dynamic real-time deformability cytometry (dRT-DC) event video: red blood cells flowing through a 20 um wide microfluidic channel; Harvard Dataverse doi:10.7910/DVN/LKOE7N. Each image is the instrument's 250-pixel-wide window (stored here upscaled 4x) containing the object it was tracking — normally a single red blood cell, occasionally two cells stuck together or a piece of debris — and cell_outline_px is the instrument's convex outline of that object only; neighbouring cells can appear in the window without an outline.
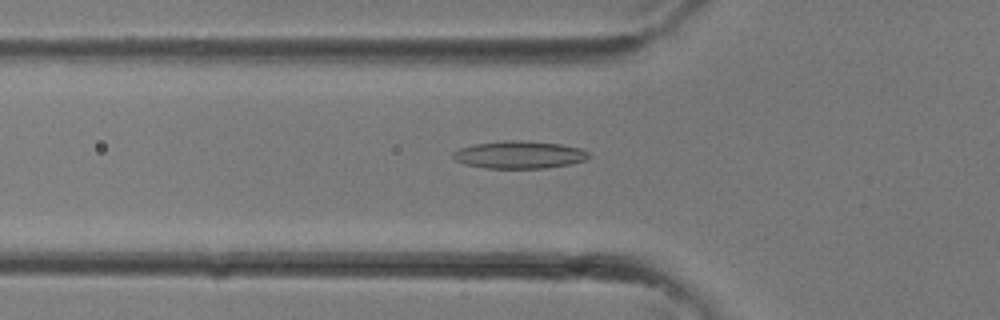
{"species": "common noctule bat (a hibernating species)", "species_latin": "Nyctalus noctula", "temperature_condition": "room temperature", "stored_images_in_passage": 34, "camera_frame_rate_fps": 3000, "um_per_image_px": 0.085, "animal": {"sex": "female"}, "frame": {"image": 1, "passage_image": 12, "time_ms": 3.667, "image_size_px": [1000, 320], "cell_outline_px": [[592, 156], [588, 160], [572, 164], [544, 168], [484, 168], [464, 164], [456, 160], [452, 156], [452, 152], [456, 148], [472, 144], [504, 140], [520, 140], [560, 144], [580, 148], [588, 152]], "centroid_in_image_um": [44.13, 13.15], "position_along_channel_um": 81.7, "area_um2": 22.14}}
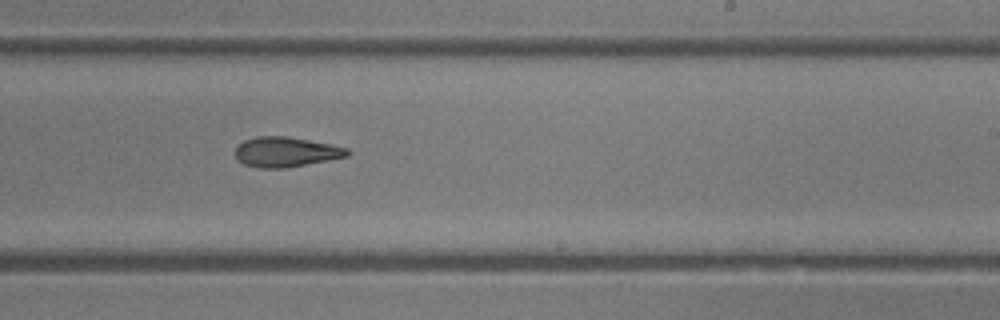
{"frame": {"image": 2, "passage_image": 21, "time_ms": 6.667, "image_size_px": [1000, 320], "cell_outline_px": [[352, 152], [348, 156], [328, 160], [284, 168], [260, 168], [244, 164], [236, 156], [236, 148], [244, 140], [256, 136], [288, 136], [332, 144], [348, 148]], "centroid_in_image_um": [24.34, 12.9], "position_along_channel_um": 264.7, "area_um2": 19.54}}
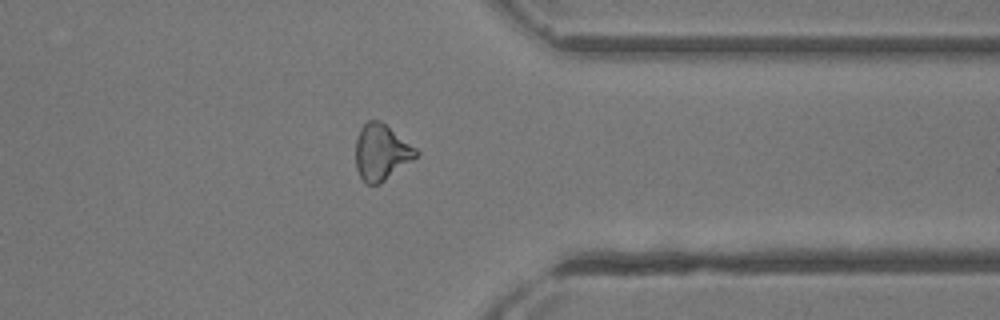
{"frame": {"image": 3, "passage_image": 27, "time_ms": 8.667, "image_size_px": [1000, 320], "cell_outline_px": [[420, 152], [412, 160], [380, 184], [368, 184], [360, 176], [356, 168], [356, 140], [360, 128], [368, 120], [380, 120], [416, 148]], "centroid_in_image_um": [32.4, 12.93], "position_along_channel_um": 379.0, "area_um2": 19.48}}